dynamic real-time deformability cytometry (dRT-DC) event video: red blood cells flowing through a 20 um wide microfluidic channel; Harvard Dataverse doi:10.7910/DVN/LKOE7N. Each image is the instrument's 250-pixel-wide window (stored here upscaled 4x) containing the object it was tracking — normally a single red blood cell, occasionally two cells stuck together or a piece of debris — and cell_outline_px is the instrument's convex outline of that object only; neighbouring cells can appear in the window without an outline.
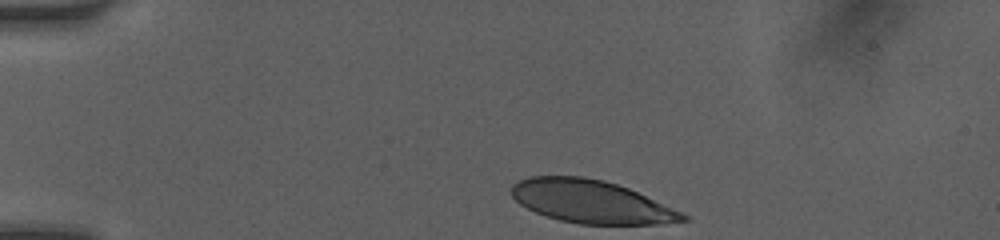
{"species": "human", "species_latin": "Homo sapiens", "temperature_condition": "room temperature", "stored_images_in_passage": 16, "camera_frame_rate_fps": 3000, "um_per_image_px": 0.085, "donor": {"sex": "female"}, "frame": {"image": 1, "passage_image": 1, "time_ms": 0.0, "image_size_px": [1000, 240], "cell_outline_px": [[692, 216], [688, 220], [656, 224], [580, 224], [560, 220], [536, 212], [520, 204], [512, 196], [512, 184], [528, 176], [584, 176], [604, 180], [628, 188]], "centroid_in_image_um": [50.27, 17.13], "position_along_channel_um": 34.7, "area_um2": 42.71}}
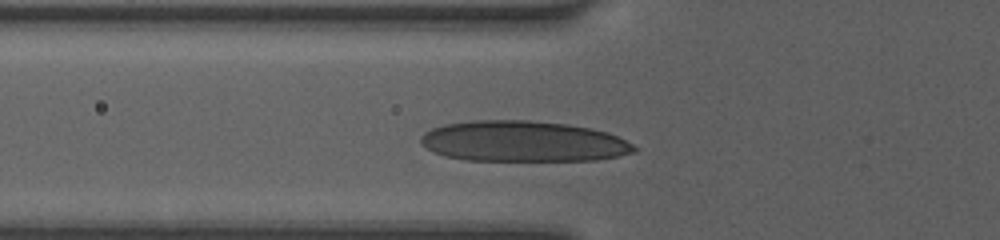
{"frame": {"image": 2, "passage_image": 14, "time_ms": 2.667, "image_size_px": [1000, 240], "cell_outline_px": [[640, 148], [636, 152], [596, 160], [464, 160], [432, 152], [424, 148], [420, 144], [420, 136], [424, 132], [432, 128], [444, 124], [472, 120], [528, 120], [568, 124], [608, 132]], "centroid_in_image_um": [44.43, 12.01], "position_along_channel_um": 81.4, "area_um2": 50.81}}